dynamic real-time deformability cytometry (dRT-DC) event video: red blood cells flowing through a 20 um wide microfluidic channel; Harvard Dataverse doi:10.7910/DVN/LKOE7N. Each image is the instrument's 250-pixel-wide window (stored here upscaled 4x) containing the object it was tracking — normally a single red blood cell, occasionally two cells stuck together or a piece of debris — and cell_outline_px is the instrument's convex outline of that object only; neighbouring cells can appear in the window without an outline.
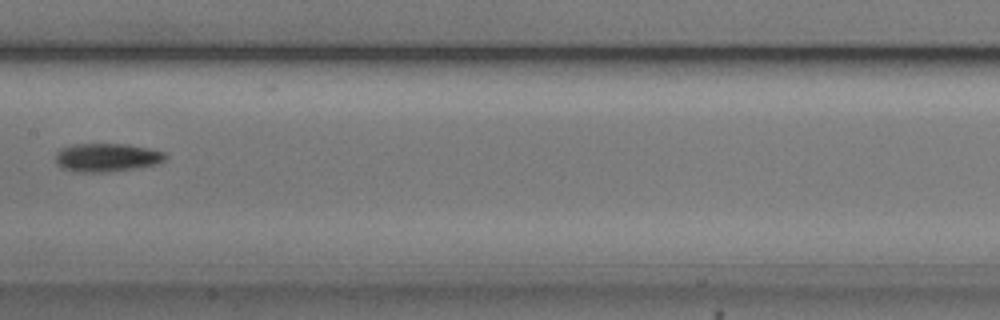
{"species": "common noctule bat (a hibernating species)", "species_latin": "Nyctalus noctula", "temperature_condition": "cold", "stored_images_in_passage": 4, "camera_frame_rate_fps": 3000, "um_per_image_px": 0.085, "animal": {"sex": "male", "body_mass_g": 20.5, "forearm_length_mm": 52.5}, "frame": {"image": 1, "passage_image": 4, "time_ms": 3.333, "image_size_px": [1000, 320], "cell_outline_px": [[168, 156], [164, 160], [156, 164], [136, 168], [100, 172], [80, 172], [64, 168], [56, 164], [56, 156], [60, 148], [72, 144], [128, 144], [148, 148], [164, 152]], "centroid_in_image_um": [9.08, 13.37], "position_along_channel_um": 198.3, "area_um2": 18.03}}